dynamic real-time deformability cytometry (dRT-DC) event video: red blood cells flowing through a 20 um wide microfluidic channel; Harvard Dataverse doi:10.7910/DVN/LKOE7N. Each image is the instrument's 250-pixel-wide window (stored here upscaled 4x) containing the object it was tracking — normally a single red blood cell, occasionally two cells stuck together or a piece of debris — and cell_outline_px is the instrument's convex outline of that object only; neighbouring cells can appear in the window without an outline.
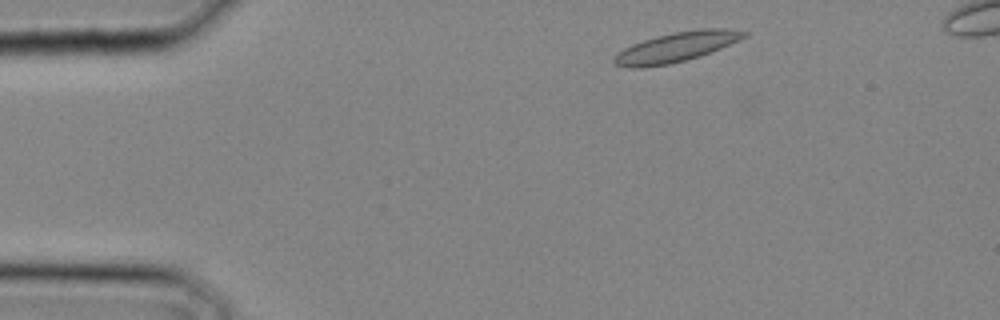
{"species": "common noctule bat (a hibernating species)", "species_latin": "Nyctalus noctula", "temperature_condition": "cold", "stored_images_in_passage": 8, "camera_frame_rate_fps": 3000, "um_per_image_px": 0.085, "animal": {"sex": "male", "body_mass_g": 20.4}, "frame": {"image": 1, "passage_image": 2, "time_ms": 0.333, "image_size_px": [1000, 320], "cell_outline_px": [[748, 36], [740, 40], [700, 56], [668, 64], [640, 68], [628, 68], [616, 64], [612, 60], [616, 52], [632, 44], [656, 36], [676, 32], [700, 28], [728, 28], [748, 32]], "centroid_in_image_um": [57.48, 3.99], "position_along_channel_um": 27.5, "area_um2": 22.48}}
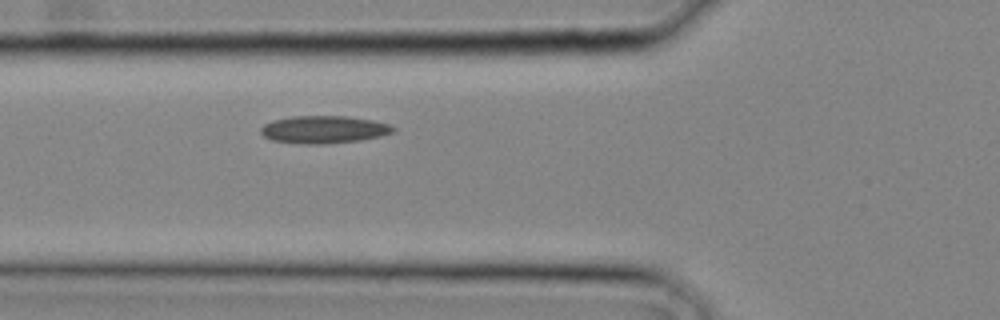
{"frame": {"image": 2, "passage_image": 8, "time_ms": 2.333, "image_size_px": [1000, 320], "cell_outline_px": [[396, 128], [392, 132], [380, 136], [360, 140], [324, 144], [304, 144], [272, 140], [264, 136], [260, 132], [260, 128], [264, 124], [272, 120], [292, 116], [344, 116], [372, 120], [388, 124]], "centroid_in_image_um": [27.49, 11.01], "position_along_channel_um": 98.3, "area_um2": 21.15}}